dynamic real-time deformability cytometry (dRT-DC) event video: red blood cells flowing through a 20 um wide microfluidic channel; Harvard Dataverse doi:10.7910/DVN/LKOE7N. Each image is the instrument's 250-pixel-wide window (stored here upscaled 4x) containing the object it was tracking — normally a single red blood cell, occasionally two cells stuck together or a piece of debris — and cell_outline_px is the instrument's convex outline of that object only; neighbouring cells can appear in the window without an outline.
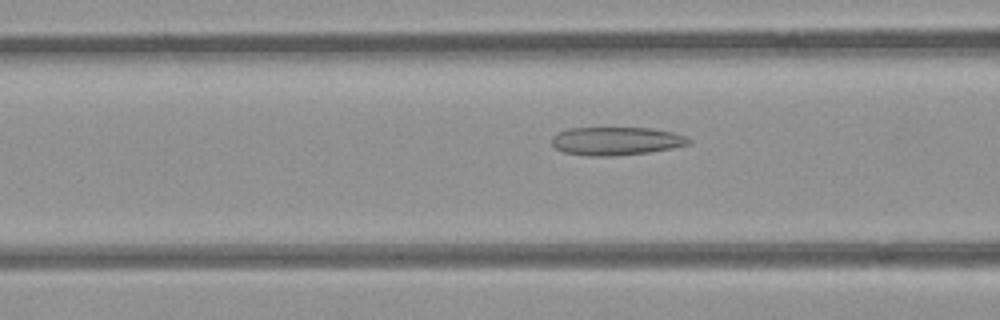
{"species": "common noctule bat (a hibernating species)", "species_latin": "Nyctalus noctula", "temperature_condition": "room temperature", "stored_images_in_passage": 7, "camera_frame_rate_fps": 3000, "um_per_image_px": 0.085, "animal": {"sex": "female", "body_mass_g": 21.9}, "frame": {"image": 1, "passage_image": 6, "time_ms": 6.667, "image_size_px": [1000, 320], "cell_outline_px": [[692, 140], [688, 144], [648, 152], [608, 156], [588, 156], [564, 152], [556, 148], [552, 144], [552, 136], [568, 128], [652, 128], [672, 132], [688, 136]], "centroid_in_image_um": [52.36, 11.98], "position_along_channel_um": 114.2, "area_um2": 22.31}}
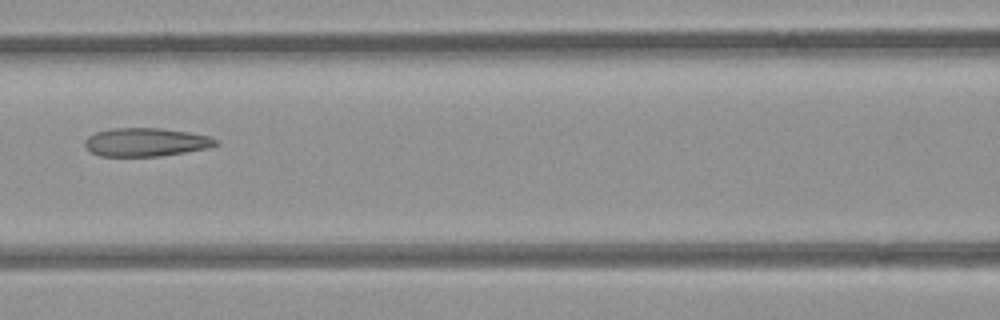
{"frame": {"image": 2, "passage_image": 7, "time_ms": 7.667, "image_size_px": [1000, 320], "cell_outline_px": [[220, 144], [208, 148], [160, 156], [100, 156], [92, 152], [84, 144], [84, 140], [88, 136], [96, 132], [112, 128], [160, 128], [188, 132], [208, 136], [220, 140]], "centroid_in_image_um": [12.42, 12.08], "position_along_channel_um": 154.2, "area_um2": 21.68}}